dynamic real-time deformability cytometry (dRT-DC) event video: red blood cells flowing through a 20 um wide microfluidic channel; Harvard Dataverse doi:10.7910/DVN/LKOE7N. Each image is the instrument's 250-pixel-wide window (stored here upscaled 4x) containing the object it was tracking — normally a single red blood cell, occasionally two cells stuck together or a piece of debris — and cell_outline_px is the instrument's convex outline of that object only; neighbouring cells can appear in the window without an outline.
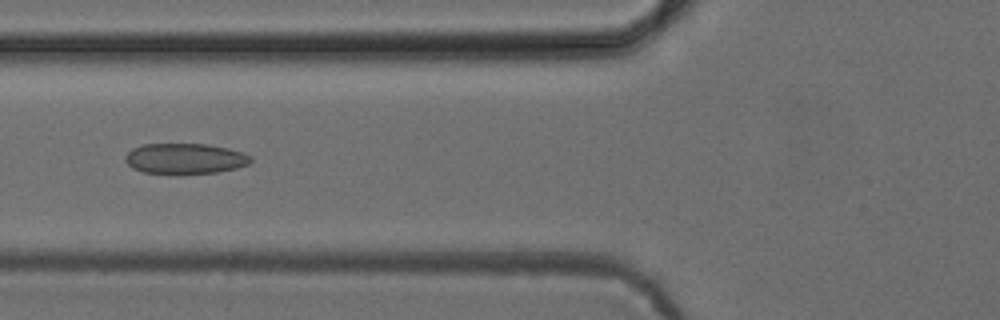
{"species": "common noctule bat (a hibernating species)", "species_latin": "Nyctalus noctula", "temperature_condition": "cold", "stored_images_in_passage": 3, "camera_frame_rate_fps": 3000, "um_per_image_px": 0.085, "animal": {"sex": "female", "body_mass_g": 24.6, "forearm_length_mm": 56.2}, "frame": {"image": 1, "passage_image": 3, "time_ms": 3.0, "image_size_px": [1000, 320], "cell_outline_px": [[252, 160], [248, 164], [236, 168], [216, 172], [176, 176], [144, 172], [132, 168], [124, 160], [124, 156], [132, 148], [140, 144], [208, 144], [228, 148], [244, 152], [252, 156]], "centroid_in_image_um": [15.7, 13.5], "position_along_channel_um": 110.1, "area_um2": 23.06}}